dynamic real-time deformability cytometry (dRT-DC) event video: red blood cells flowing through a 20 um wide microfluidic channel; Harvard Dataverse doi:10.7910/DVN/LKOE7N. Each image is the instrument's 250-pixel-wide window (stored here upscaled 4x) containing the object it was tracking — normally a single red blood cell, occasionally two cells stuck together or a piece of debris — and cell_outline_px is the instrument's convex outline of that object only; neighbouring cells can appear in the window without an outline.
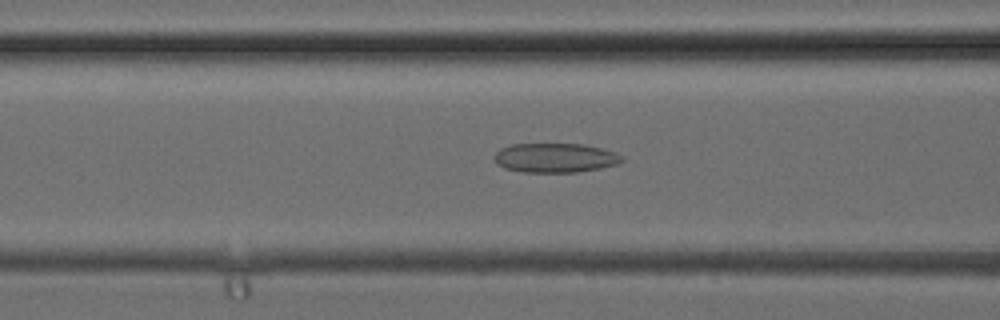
{"species": "common noctule bat (a hibernating species)", "species_latin": "Nyctalus noctula", "temperature_condition": "cold", "stored_images_in_passage": 24, "camera_frame_rate_fps": 3000, "um_per_image_px": 0.085, "animal": {"sex": "female", "body_mass_g": 24.6, "forearm_length_mm": 56.2}, "frame": {"image": 1, "passage_image": 14, "time_ms": 4.333, "image_size_px": [1000, 320], "cell_outline_px": [[624, 160], [616, 164], [600, 168], [576, 172], [524, 172], [504, 168], [496, 164], [492, 156], [500, 148], [512, 144], [584, 144], [616, 152], [624, 156]], "centroid_in_image_um": [47.17, 13.41], "position_along_channel_um": 119.4, "area_um2": 21.96}}
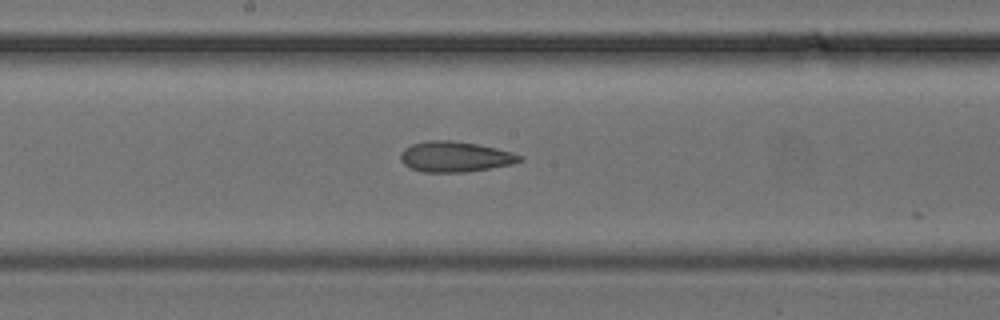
{"frame": {"image": 2, "passage_image": 19, "time_ms": 6.0, "image_size_px": [1000, 320], "cell_outline_px": [[524, 160], [512, 164], [464, 172], [420, 172], [408, 168], [400, 160], [400, 152], [404, 148], [412, 144], [428, 140], [452, 140], [476, 144], [496, 148], [512, 152], [524, 156]], "centroid_in_image_um": [38.65, 13.32], "position_along_channel_um": 209.5, "area_um2": 21.33}}
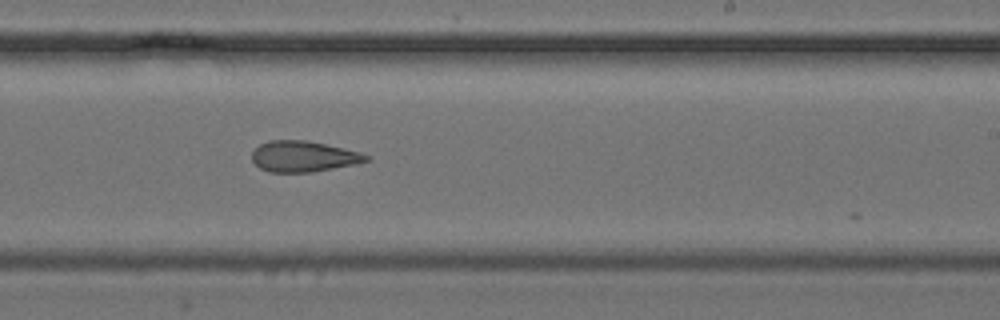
{"frame": {"image": 3, "passage_image": 22, "time_ms": 7.0, "image_size_px": [1000, 320], "cell_outline_px": [[372, 160], [356, 164], [312, 172], [268, 172], [260, 168], [252, 160], [252, 152], [260, 144], [268, 140], [304, 140], [324, 144], [360, 152], [372, 156]], "centroid_in_image_um": [25.82, 13.3], "position_along_channel_um": 263.2, "area_um2": 20.58}}